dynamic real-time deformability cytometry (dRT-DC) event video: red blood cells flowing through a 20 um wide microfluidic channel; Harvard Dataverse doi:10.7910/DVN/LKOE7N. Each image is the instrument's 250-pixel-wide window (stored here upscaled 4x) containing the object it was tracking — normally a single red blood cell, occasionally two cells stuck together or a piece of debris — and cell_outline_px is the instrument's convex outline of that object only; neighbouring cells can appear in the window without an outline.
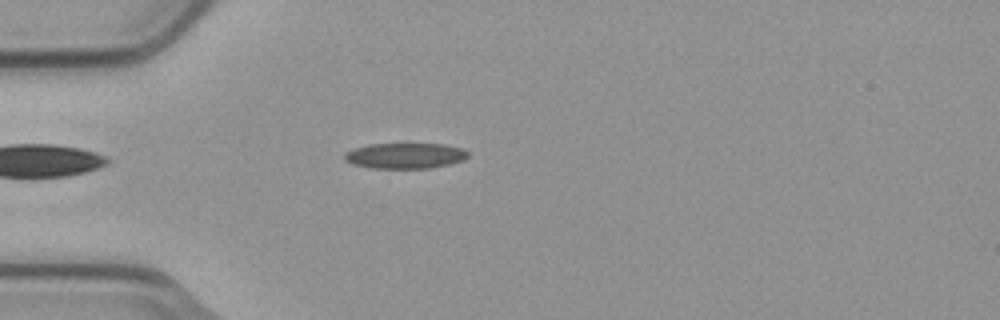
{"species": "common noctule bat (a hibernating species)", "species_latin": "Nyctalus noctula", "temperature_condition": "cold", "stored_images_in_passage": 42, "camera_frame_rate_fps": 3000, "um_per_image_px": 0.085, "animal": {"sex": "male", "body_mass_g": 23.1, "forearm_length_mm": 52.7}, "frame": {"image": 1, "passage_image": 3, "time_ms": 0.667, "image_size_px": [1000, 320], "cell_outline_px": [[468, 156], [464, 160], [448, 164], [428, 168], [372, 168], [352, 164], [344, 160], [344, 152], [368, 144], [444, 144], [460, 148], [468, 152]], "centroid_in_image_um": [34.4, 13.23], "position_along_channel_um": 50.6, "area_um2": 18.32}}
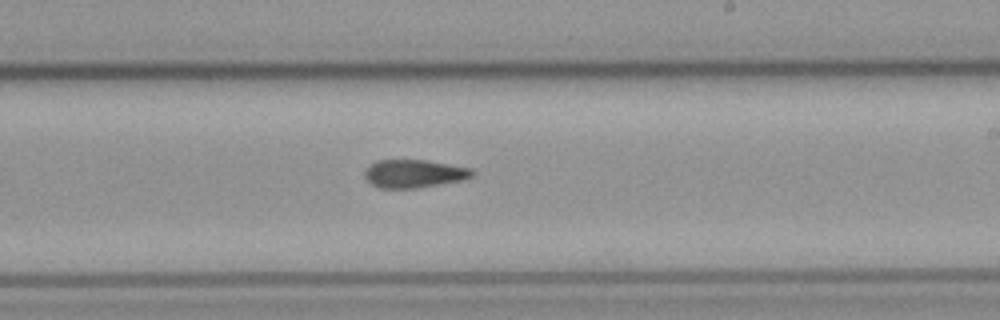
{"frame": {"image": 2, "passage_image": 20, "time_ms": 6.333, "image_size_px": [1000, 320], "cell_outline_px": [[476, 172], [472, 176], [460, 180], [416, 188], [380, 188], [372, 184], [364, 176], [364, 172], [376, 160], [424, 160], [472, 168]], "centroid_in_image_um": [35.19, 14.75], "position_along_channel_um": 253.8, "area_um2": 17.34}}
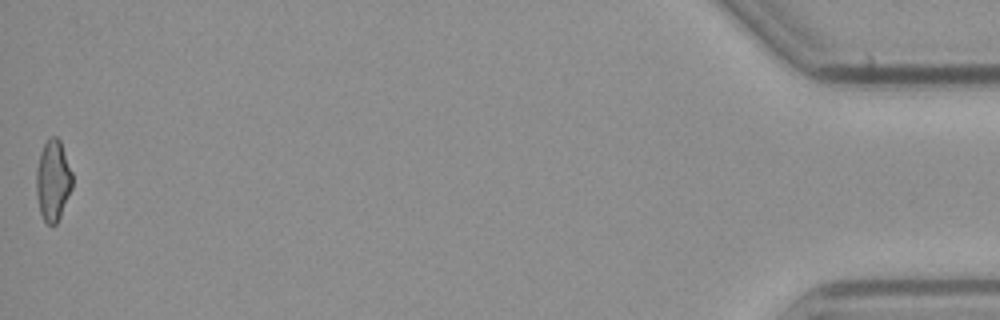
{"frame": {"image": 3, "passage_image": 42, "time_ms": 13.667, "image_size_px": [1000, 320], "cell_outline_px": [[72, 188], [60, 216], [56, 224], [48, 224], [44, 220], [40, 212], [36, 196], [36, 168], [40, 152], [44, 144], [52, 136], [56, 136], [60, 140], [72, 172]], "centroid_in_image_um": [4.49, 15.33], "position_along_channel_um": 430.7, "area_um2": 16.94}, "authors_computed_cell_mechanics": {"area_um2": 17.9469, "velocity_mm_per_s": 3.7877, "shape_relaxation_time_tau1_ms": null, "shape_relaxation_time_tau2_ms": 3.8592, "deformation_change_tau1": null, "deformation_change_tau2": 0.1014}}